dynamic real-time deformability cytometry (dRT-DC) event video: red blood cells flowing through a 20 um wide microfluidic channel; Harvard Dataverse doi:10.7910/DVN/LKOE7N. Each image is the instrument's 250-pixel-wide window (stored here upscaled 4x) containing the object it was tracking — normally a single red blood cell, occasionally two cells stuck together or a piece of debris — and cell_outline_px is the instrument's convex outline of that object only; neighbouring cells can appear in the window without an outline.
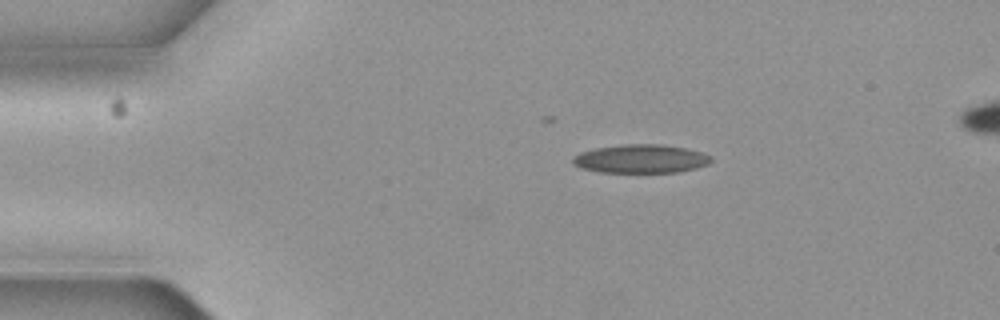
{"species": "common noctule bat (a hibernating species)", "species_latin": "Nyctalus noctula", "temperature_condition": "cold", "stored_images_in_passage": 4, "camera_frame_rate_fps": 3000, "um_per_image_px": 0.085, "animal": {"sex": "female", "body_mass_g": 19.3, "forearm_length_mm": 54.1}, "frame": {"image": 1, "passage_image": 1, "time_ms": 0.0, "image_size_px": [1000, 320], "cell_outline_px": [[712, 160], [708, 164], [696, 168], [680, 172], [600, 172], [580, 168], [572, 164], [572, 160], [580, 152], [596, 148], [624, 144], [660, 144], [688, 148], [704, 152], [712, 156]], "centroid_in_image_um": [54.51, 13.49], "position_along_channel_um": 30.5, "area_um2": 23.18}}